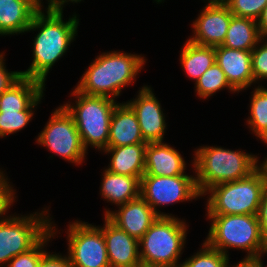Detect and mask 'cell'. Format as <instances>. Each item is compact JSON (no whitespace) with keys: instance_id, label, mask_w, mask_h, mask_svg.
I'll use <instances>...</instances> for the list:
<instances>
[{"instance_id":"6da1fadb","label":"cell","mask_w":267,"mask_h":267,"mask_svg":"<svg viewBox=\"0 0 267 267\" xmlns=\"http://www.w3.org/2000/svg\"><path fill=\"white\" fill-rule=\"evenodd\" d=\"M37 11L27 31L40 30L33 43V61L21 76L40 81L45 85L46 76L54 63L60 59L75 38L79 19L76 14L63 21V11ZM45 14V15H44Z\"/></svg>"},{"instance_id":"7a4b0ae2","label":"cell","mask_w":267,"mask_h":267,"mask_svg":"<svg viewBox=\"0 0 267 267\" xmlns=\"http://www.w3.org/2000/svg\"><path fill=\"white\" fill-rule=\"evenodd\" d=\"M144 62L145 59L136 54L103 53L90 64L75 89L85 95L114 99L122 88L134 82Z\"/></svg>"},{"instance_id":"3957f363","label":"cell","mask_w":267,"mask_h":267,"mask_svg":"<svg viewBox=\"0 0 267 267\" xmlns=\"http://www.w3.org/2000/svg\"><path fill=\"white\" fill-rule=\"evenodd\" d=\"M254 156L213 146L197 149L193 167L199 193L203 195L212 186L248 177L259 167Z\"/></svg>"},{"instance_id":"277c9868","label":"cell","mask_w":267,"mask_h":267,"mask_svg":"<svg viewBox=\"0 0 267 267\" xmlns=\"http://www.w3.org/2000/svg\"><path fill=\"white\" fill-rule=\"evenodd\" d=\"M267 187V165L260 166L248 177L210 187L206 215H258ZM209 192V193H208Z\"/></svg>"},{"instance_id":"5b68a950","label":"cell","mask_w":267,"mask_h":267,"mask_svg":"<svg viewBox=\"0 0 267 267\" xmlns=\"http://www.w3.org/2000/svg\"><path fill=\"white\" fill-rule=\"evenodd\" d=\"M213 221L205 243L226 256L227 248L248 251L245 259H258L267 253V243L264 241L258 215L232 214L207 215Z\"/></svg>"},{"instance_id":"8992f818","label":"cell","mask_w":267,"mask_h":267,"mask_svg":"<svg viewBox=\"0 0 267 267\" xmlns=\"http://www.w3.org/2000/svg\"><path fill=\"white\" fill-rule=\"evenodd\" d=\"M186 224L174 216H159L139 240L142 267H179Z\"/></svg>"},{"instance_id":"52a82bcc","label":"cell","mask_w":267,"mask_h":267,"mask_svg":"<svg viewBox=\"0 0 267 267\" xmlns=\"http://www.w3.org/2000/svg\"><path fill=\"white\" fill-rule=\"evenodd\" d=\"M72 95H76V105L63 106L74 119L84 149L87 151L89 145L98 150L106 149L112 112L118 103L104 96L85 95L76 89Z\"/></svg>"},{"instance_id":"ba28073f","label":"cell","mask_w":267,"mask_h":267,"mask_svg":"<svg viewBox=\"0 0 267 267\" xmlns=\"http://www.w3.org/2000/svg\"><path fill=\"white\" fill-rule=\"evenodd\" d=\"M47 211L26 217H0V264L27 252L51 230L52 219L45 216Z\"/></svg>"},{"instance_id":"9c48e42d","label":"cell","mask_w":267,"mask_h":267,"mask_svg":"<svg viewBox=\"0 0 267 267\" xmlns=\"http://www.w3.org/2000/svg\"><path fill=\"white\" fill-rule=\"evenodd\" d=\"M37 143L48 147V150L68 162L81 164L86 157L74 119L64 106L57 108L51 115L38 135Z\"/></svg>"},{"instance_id":"30bf717a","label":"cell","mask_w":267,"mask_h":267,"mask_svg":"<svg viewBox=\"0 0 267 267\" xmlns=\"http://www.w3.org/2000/svg\"><path fill=\"white\" fill-rule=\"evenodd\" d=\"M140 196L159 216H171L156 210L157 206L187 201L202 196L196 178L189 175L141 177Z\"/></svg>"},{"instance_id":"8fae6325","label":"cell","mask_w":267,"mask_h":267,"mask_svg":"<svg viewBox=\"0 0 267 267\" xmlns=\"http://www.w3.org/2000/svg\"><path fill=\"white\" fill-rule=\"evenodd\" d=\"M68 256L73 267H110L103 232L85 222L69 224Z\"/></svg>"},{"instance_id":"7c38bea8","label":"cell","mask_w":267,"mask_h":267,"mask_svg":"<svg viewBox=\"0 0 267 267\" xmlns=\"http://www.w3.org/2000/svg\"><path fill=\"white\" fill-rule=\"evenodd\" d=\"M193 22L194 34L189 41L201 46L222 45L232 19V13L222 0H208Z\"/></svg>"},{"instance_id":"4fadbf2b","label":"cell","mask_w":267,"mask_h":267,"mask_svg":"<svg viewBox=\"0 0 267 267\" xmlns=\"http://www.w3.org/2000/svg\"><path fill=\"white\" fill-rule=\"evenodd\" d=\"M135 112L143 139L147 142H163L166 129L165 116L151 88L142 87L137 98L126 102Z\"/></svg>"},{"instance_id":"5bb4252c","label":"cell","mask_w":267,"mask_h":267,"mask_svg":"<svg viewBox=\"0 0 267 267\" xmlns=\"http://www.w3.org/2000/svg\"><path fill=\"white\" fill-rule=\"evenodd\" d=\"M104 216L137 240L143 237L159 217L141 196L120 205L116 212L106 210Z\"/></svg>"},{"instance_id":"9a60e30c","label":"cell","mask_w":267,"mask_h":267,"mask_svg":"<svg viewBox=\"0 0 267 267\" xmlns=\"http://www.w3.org/2000/svg\"><path fill=\"white\" fill-rule=\"evenodd\" d=\"M100 228L107 248L110 267H142L139 254V240L118 228L105 216Z\"/></svg>"},{"instance_id":"2e32d148","label":"cell","mask_w":267,"mask_h":267,"mask_svg":"<svg viewBox=\"0 0 267 267\" xmlns=\"http://www.w3.org/2000/svg\"><path fill=\"white\" fill-rule=\"evenodd\" d=\"M215 62L235 92L248 88L254 82L251 51L219 45L215 47Z\"/></svg>"},{"instance_id":"e0dca14e","label":"cell","mask_w":267,"mask_h":267,"mask_svg":"<svg viewBox=\"0 0 267 267\" xmlns=\"http://www.w3.org/2000/svg\"><path fill=\"white\" fill-rule=\"evenodd\" d=\"M185 161L179 152L164 142H150L146 145L144 175L176 176L187 175Z\"/></svg>"},{"instance_id":"ac0fdd59","label":"cell","mask_w":267,"mask_h":267,"mask_svg":"<svg viewBox=\"0 0 267 267\" xmlns=\"http://www.w3.org/2000/svg\"><path fill=\"white\" fill-rule=\"evenodd\" d=\"M139 143L147 142L143 139L135 112L127 103L117 104L112 112L107 147Z\"/></svg>"},{"instance_id":"d6986e66","label":"cell","mask_w":267,"mask_h":267,"mask_svg":"<svg viewBox=\"0 0 267 267\" xmlns=\"http://www.w3.org/2000/svg\"><path fill=\"white\" fill-rule=\"evenodd\" d=\"M147 143H139L118 147H107L106 153H112L108 171L141 178L145 172V156Z\"/></svg>"},{"instance_id":"ffe728a7","label":"cell","mask_w":267,"mask_h":267,"mask_svg":"<svg viewBox=\"0 0 267 267\" xmlns=\"http://www.w3.org/2000/svg\"><path fill=\"white\" fill-rule=\"evenodd\" d=\"M45 85L21 76L0 94V111H25L42 93Z\"/></svg>"},{"instance_id":"44dd1931","label":"cell","mask_w":267,"mask_h":267,"mask_svg":"<svg viewBox=\"0 0 267 267\" xmlns=\"http://www.w3.org/2000/svg\"><path fill=\"white\" fill-rule=\"evenodd\" d=\"M35 13L23 0H0V35L26 32Z\"/></svg>"},{"instance_id":"7402d4cb","label":"cell","mask_w":267,"mask_h":267,"mask_svg":"<svg viewBox=\"0 0 267 267\" xmlns=\"http://www.w3.org/2000/svg\"><path fill=\"white\" fill-rule=\"evenodd\" d=\"M101 194L118 206L140 196L141 178L115 174L107 169L103 173Z\"/></svg>"},{"instance_id":"603a6c76","label":"cell","mask_w":267,"mask_h":267,"mask_svg":"<svg viewBox=\"0 0 267 267\" xmlns=\"http://www.w3.org/2000/svg\"><path fill=\"white\" fill-rule=\"evenodd\" d=\"M262 40L256 20L232 15L225 40L221 46L252 51Z\"/></svg>"},{"instance_id":"cb8c5ba5","label":"cell","mask_w":267,"mask_h":267,"mask_svg":"<svg viewBox=\"0 0 267 267\" xmlns=\"http://www.w3.org/2000/svg\"><path fill=\"white\" fill-rule=\"evenodd\" d=\"M180 61L188 77L196 82L215 63V47L201 46L187 40Z\"/></svg>"},{"instance_id":"d4e9b609","label":"cell","mask_w":267,"mask_h":267,"mask_svg":"<svg viewBox=\"0 0 267 267\" xmlns=\"http://www.w3.org/2000/svg\"><path fill=\"white\" fill-rule=\"evenodd\" d=\"M250 105V119L247 123L253 133L263 141L267 137V89L257 87Z\"/></svg>"},{"instance_id":"484cf974","label":"cell","mask_w":267,"mask_h":267,"mask_svg":"<svg viewBox=\"0 0 267 267\" xmlns=\"http://www.w3.org/2000/svg\"><path fill=\"white\" fill-rule=\"evenodd\" d=\"M195 85L196 93L201 98H207L223 88H228V90H231L232 92L235 91L230 86L224 72L216 62L208 68L198 80H196Z\"/></svg>"},{"instance_id":"4316f807","label":"cell","mask_w":267,"mask_h":267,"mask_svg":"<svg viewBox=\"0 0 267 267\" xmlns=\"http://www.w3.org/2000/svg\"><path fill=\"white\" fill-rule=\"evenodd\" d=\"M43 93L25 111H0V137L23 129L33 116L32 109L39 104Z\"/></svg>"},{"instance_id":"83f0119b","label":"cell","mask_w":267,"mask_h":267,"mask_svg":"<svg viewBox=\"0 0 267 267\" xmlns=\"http://www.w3.org/2000/svg\"><path fill=\"white\" fill-rule=\"evenodd\" d=\"M200 252H197L179 267H229V257L219 250L209 247L205 242Z\"/></svg>"},{"instance_id":"f1b7e54d","label":"cell","mask_w":267,"mask_h":267,"mask_svg":"<svg viewBox=\"0 0 267 267\" xmlns=\"http://www.w3.org/2000/svg\"><path fill=\"white\" fill-rule=\"evenodd\" d=\"M52 226L51 230L30 250L25 253H21L14 256L7 264V267H38L42 255L46 252L43 247L51 237L56 234L55 229ZM45 243V244H44ZM42 249V250H41ZM3 265H0V267Z\"/></svg>"},{"instance_id":"f546056e","label":"cell","mask_w":267,"mask_h":267,"mask_svg":"<svg viewBox=\"0 0 267 267\" xmlns=\"http://www.w3.org/2000/svg\"><path fill=\"white\" fill-rule=\"evenodd\" d=\"M230 12L239 17L258 20L267 6V0H222Z\"/></svg>"},{"instance_id":"4dcf8cb0","label":"cell","mask_w":267,"mask_h":267,"mask_svg":"<svg viewBox=\"0 0 267 267\" xmlns=\"http://www.w3.org/2000/svg\"><path fill=\"white\" fill-rule=\"evenodd\" d=\"M267 40L263 45L255 47L251 51L252 72L254 82L258 79H267Z\"/></svg>"},{"instance_id":"1f68e13d","label":"cell","mask_w":267,"mask_h":267,"mask_svg":"<svg viewBox=\"0 0 267 267\" xmlns=\"http://www.w3.org/2000/svg\"><path fill=\"white\" fill-rule=\"evenodd\" d=\"M4 176L3 172L0 171V216L5 214L15 201L14 190L7 181L8 178L5 179Z\"/></svg>"},{"instance_id":"d6a6232c","label":"cell","mask_w":267,"mask_h":267,"mask_svg":"<svg viewBox=\"0 0 267 267\" xmlns=\"http://www.w3.org/2000/svg\"><path fill=\"white\" fill-rule=\"evenodd\" d=\"M3 53L0 54V94L7 90L12 84H14L20 77L21 72L13 71L8 72L4 66Z\"/></svg>"},{"instance_id":"836d02e7","label":"cell","mask_w":267,"mask_h":267,"mask_svg":"<svg viewBox=\"0 0 267 267\" xmlns=\"http://www.w3.org/2000/svg\"><path fill=\"white\" fill-rule=\"evenodd\" d=\"M38 267H73L70 263L69 256L63 257L61 255L57 254H48V252H45L40 260Z\"/></svg>"},{"instance_id":"e575fe53","label":"cell","mask_w":267,"mask_h":267,"mask_svg":"<svg viewBox=\"0 0 267 267\" xmlns=\"http://www.w3.org/2000/svg\"><path fill=\"white\" fill-rule=\"evenodd\" d=\"M258 218L262 237L267 243V187L265 188L261 199Z\"/></svg>"},{"instance_id":"d590c367","label":"cell","mask_w":267,"mask_h":267,"mask_svg":"<svg viewBox=\"0 0 267 267\" xmlns=\"http://www.w3.org/2000/svg\"><path fill=\"white\" fill-rule=\"evenodd\" d=\"M257 24L259 26V32L261 35V38L263 39V42L265 39H267V6L263 10L260 18L257 20ZM265 38V39H264Z\"/></svg>"},{"instance_id":"8d00e7d4","label":"cell","mask_w":267,"mask_h":267,"mask_svg":"<svg viewBox=\"0 0 267 267\" xmlns=\"http://www.w3.org/2000/svg\"><path fill=\"white\" fill-rule=\"evenodd\" d=\"M69 1L78 3V2H80L81 0H48V7H47V10L55 11V12H62V10H63V5H64L66 2H69Z\"/></svg>"},{"instance_id":"74e56055","label":"cell","mask_w":267,"mask_h":267,"mask_svg":"<svg viewBox=\"0 0 267 267\" xmlns=\"http://www.w3.org/2000/svg\"><path fill=\"white\" fill-rule=\"evenodd\" d=\"M233 267H263V262L261 258L258 259H243L237 265Z\"/></svg>"},{"instance_id":"f35d334b","label":"cell","mask_w":267,"mask_h":267,"mask_svg":"<svg viewBox=\"0 0 267 267\" xmlns=\"http://www.w3.org/2000/svg\"><path fill=\"white\" fill-rule=\"evenodd\" d=\"M27 2L36 12L41 11V0H23Z\"/></svg>"},{"instance_id":"ab89813d","label":"cell","mask_w":267,"mask_h":267,"mask_svg":"<svg viewBox=\"0 0 267 267\" xmlns=\"http://www.w3.org/2000/svg\"><path fill=\"white\" fill-rule=\"evenodd\" d=\"M263 142H265L267 144V137L263 140ZM263 164L267 165V158L265 159V161L263 162Z\"/></svg>"}]
</instances>
